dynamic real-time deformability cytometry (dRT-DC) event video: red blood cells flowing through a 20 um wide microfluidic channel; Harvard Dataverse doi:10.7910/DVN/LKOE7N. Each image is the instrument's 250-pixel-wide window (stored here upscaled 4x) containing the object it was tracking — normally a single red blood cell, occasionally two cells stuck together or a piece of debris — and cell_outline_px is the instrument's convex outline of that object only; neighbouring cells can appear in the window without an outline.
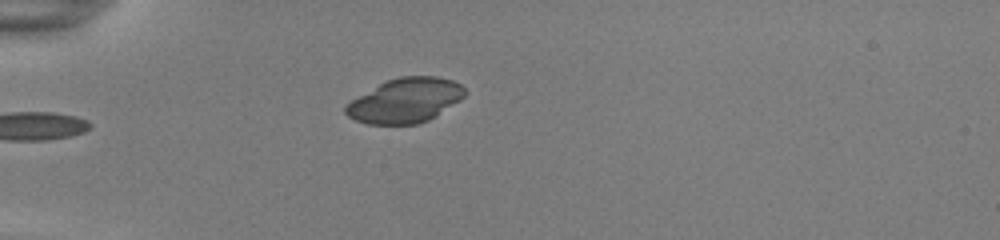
{"species": "common noctule bat (a hibernating species)", "species_latin": "Nyctalus noctula", "temperature_condition": "room temperature", "stored_images_in_passage": 35, "camera_frame_rate_fps": 3000, "um_per_image_px": 0.085, "animal": {"sex": "female", "body_mass_g": 22.0, "forearm_length_mm": 56.7}, "frame": {"image": 1, "passage_image": 1, "time_ms": 0.0, "image_size_px": [1000, 240], "cell_outline_px": [[464, 96], [460, 100], [436, 116], [420, 124], [368, 124], [356, 120], [348, 116], [344, 112], [344, 104], [380, 84], [388, 80], [400, 76], [436, 76], [452, 80], [460, 84], [464, 88]], "centroid_in_image_um": [34.44, 8.55], "position_along_channel_um": 50.6, "area_um2": 30.75}}